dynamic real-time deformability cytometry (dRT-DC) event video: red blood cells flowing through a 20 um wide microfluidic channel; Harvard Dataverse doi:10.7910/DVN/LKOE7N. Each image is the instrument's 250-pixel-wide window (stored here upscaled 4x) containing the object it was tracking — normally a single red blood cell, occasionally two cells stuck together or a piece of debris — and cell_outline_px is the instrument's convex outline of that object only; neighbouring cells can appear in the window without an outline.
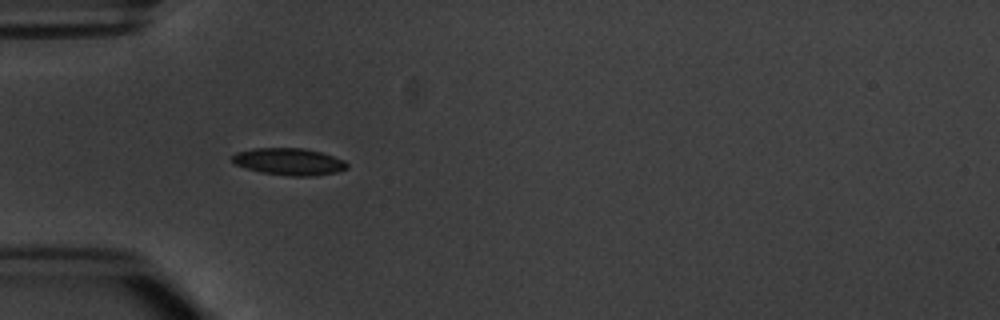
{"species": "common noctule bat (a hibernating species)", "species_latin": "Nyctalus noctula", "temperature_condition": "warm", "stored_images_in_passage": 5, "camera_frame_rate_fps": 3000, "um_per_image_px": 0.085, "animal": {"sex": "male", "body_mass_g": 20.1, "forearm_length_mm": 53.5}, "frame": {"image": 1, "passage_image": 4, "time_ms": 4.333, "image_size_px": [1000, 320], "cell_outline_px": [[348, 168], [336, 172], [316, 176], [288, 176], [260, 172], [244, 168], [236, 164], [232, 160], [232, 156], [236, 152], [252, 148], [304, 148], [320, 152], [344, 160], [348, 164]], "centroid_in_image_um": [24.56, 13.74], "position_along_channel_um": 60.4, "area_um2": 18.15}}